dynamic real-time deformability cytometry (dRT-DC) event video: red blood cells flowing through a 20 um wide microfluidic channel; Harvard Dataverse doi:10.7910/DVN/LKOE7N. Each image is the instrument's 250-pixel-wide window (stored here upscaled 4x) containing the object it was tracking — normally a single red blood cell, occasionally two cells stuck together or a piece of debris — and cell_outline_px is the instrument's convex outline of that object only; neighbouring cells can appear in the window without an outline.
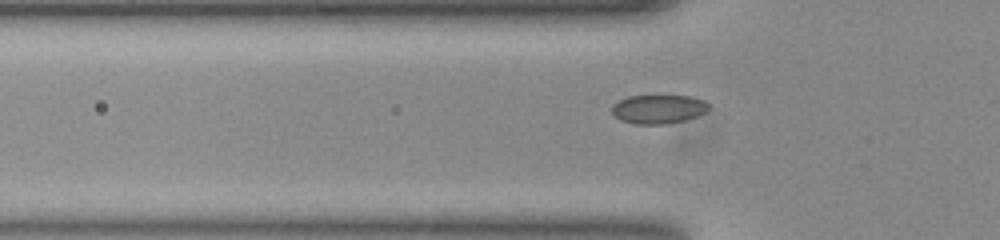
{"species": "common noctule bat (a hibernating species)", "species_latin": "Nyctalus noctula", "temperature_condition": "room temperature", "stored_images_in_passage": 37, "camera_frame_rate_fps": 3000, "um_per_image_px": 0.085, "animal": {"sex": "female", "body_mass_g": 23.0, "forearm_length_mm": 53.4}, "frame": {"image": 1, "passage_image": 7, "time_ms": 2.0, "image_size_px": [1000, 240], "cell_outline_px": [[708, 108], [704, 112], [696, 116], [684, 120], [664, 124], [636, 124], [620, 120], [612, 112], [612, 104], [628, 96], [688, 96], [700, 100], [708, 104]], "centroid_in_image_um": [55.91, 9.28], "position_along_channel_um": 69.9, "area_um2": 15.95}}
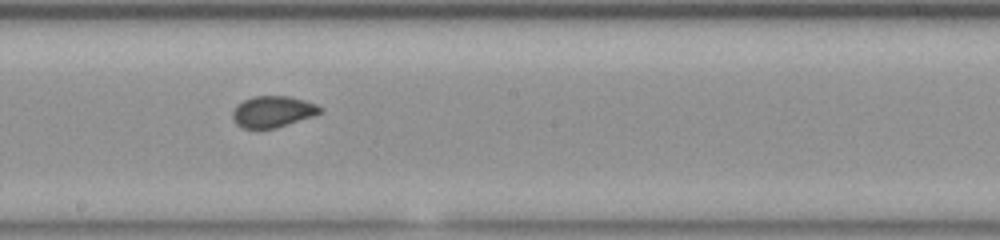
{"frame": {"image": 2, "passage_image": 19, "time_ms": 6.0, "image_size_px": [1000, 240], "cell_outline_px": [[324, 112], [316, 116], [276, 128], [244, 128], [236, 124], [232, 116], [232, 112], [236, 104], [252, 96], [288, 96], [304, 100], [316, 104], [324, 108]], "centroid_in_image_um": [23.23, 9.49], "position_along_channel_um": 225.0, "area_um2": 16.24}}
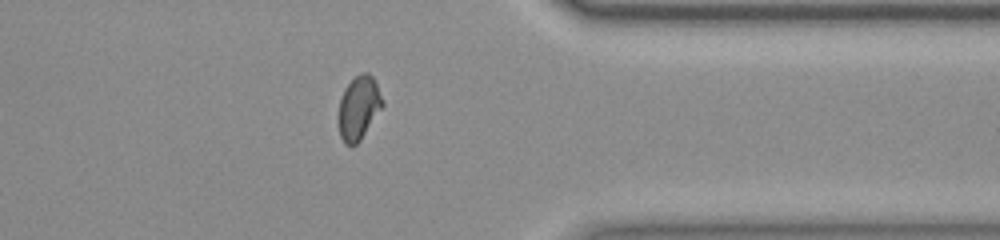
{"frame": {"image": 3, "passage_image": 32, "time_ms": 10.333, "image_size_px": [1000, 240], "cell_outline_px": [[384, 104], [360, 140], [356, 144], [344, 144], [340, 136], [340, 100], [344, 88], [360, 72], [368, 72], [372, 76], [384, 100]], "centroid_in_image_um": [30.51, 9.13], "position_along_channel_um": 380.9, "area_um2": 15.9}}